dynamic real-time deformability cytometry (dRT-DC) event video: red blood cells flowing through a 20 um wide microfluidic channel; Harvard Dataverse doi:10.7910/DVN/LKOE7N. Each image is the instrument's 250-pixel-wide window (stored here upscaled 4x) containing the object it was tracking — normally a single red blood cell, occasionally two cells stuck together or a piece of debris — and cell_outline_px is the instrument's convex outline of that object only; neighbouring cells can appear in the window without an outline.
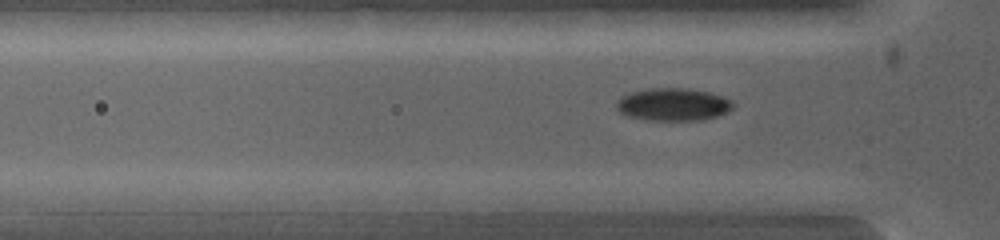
{"species": "common noctule bat (a hibernating species)", "species_latin": "Nyctalus noctula", "temperature_condition": "warm", "stored_images_in_passage": 4, "camera_frame_rate_fps": 5000, "um_per_image_px": 0.085, "animal": {"sex": "female", "body_mass_g": 19.0, "forearm_length_mm": 53.3}, "frame": {"image": 1, "passage_image": 4, "time_ms": 1.0, "image_size_px": [1000, 240], "cell_outline_px": [[732, 108], [728, 112], [704, 120], [644, 120], [628, 116], [620, 112], [616, 108], [616, 100], [620, 96], [632, 92], [656, 88], [684, 88], [708, 92], [720, 96], [728, 100], [732, 104]], "centroid_in_image_um": [57.16, 8.89], "position_along_channel_um": 68.6, "area_um2": 21.96}}